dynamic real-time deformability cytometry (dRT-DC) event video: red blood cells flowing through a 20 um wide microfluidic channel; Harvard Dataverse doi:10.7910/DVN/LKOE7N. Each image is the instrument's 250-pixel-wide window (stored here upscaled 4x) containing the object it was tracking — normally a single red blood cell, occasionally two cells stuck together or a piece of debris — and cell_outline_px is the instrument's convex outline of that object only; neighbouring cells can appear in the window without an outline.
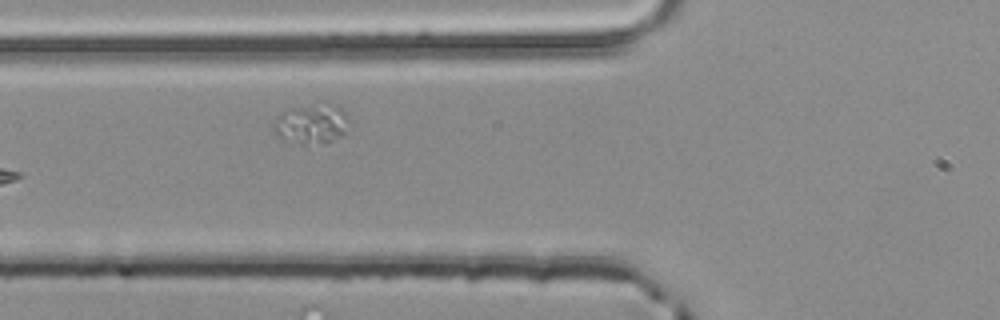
{"species": "common noctule bat (a hibernating species)", "species_latin": "Nyctalus noctula", "temperature_condition": "room temperature", "stored_images_in_passage": 6, "camera_frame_rate_fps": 3000, "um_per_image_px": 0.085, "animal": {"sex": "male", "body_mass_g": 20.4}, "frame": {"image": 1, "passage_image": 6, "time_ms": 1.667, "image_size_px": [1000, 320], "cell_outline_px": [[348, 120], [344, 132], [340, 136], [328, 144], [304, 148], [276, 136], [272, 128], [272, 124], [276, 116], [284, 108], [320, 100], [328, 100], [336, 104], [348, 116]], "centroid_in_image_um": [26.42, 10.51], "position_along_channel_um": 99.4, "area_um2": 19.31}}